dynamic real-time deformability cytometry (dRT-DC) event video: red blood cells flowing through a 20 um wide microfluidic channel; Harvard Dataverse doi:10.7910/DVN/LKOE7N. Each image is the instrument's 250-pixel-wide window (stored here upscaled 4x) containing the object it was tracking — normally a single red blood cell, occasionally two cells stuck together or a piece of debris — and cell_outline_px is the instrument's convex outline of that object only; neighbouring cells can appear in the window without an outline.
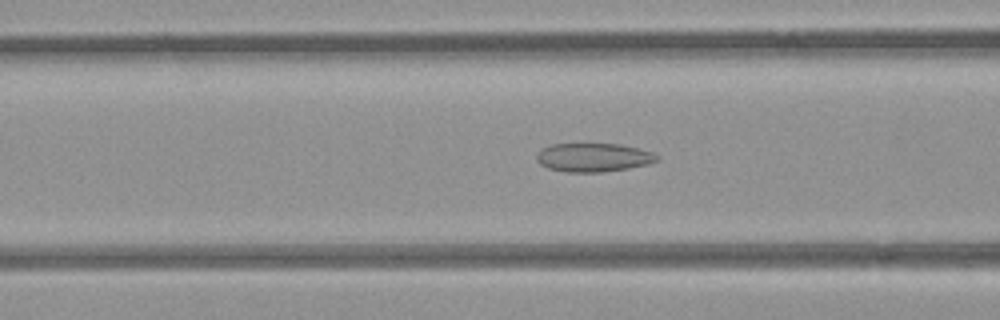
{"species": "common noctule bat (a hibernating species)", "species_latin": "Nyctalus noctula", "temperature_condition": "room temperature", "stored_images_in_passage": 42, "camera_frame_rate_fps": 3000, "um_per_image_px": 0.085, "animal": {"sex": "female", "body_mass_g": 21.9}, "frame": {"image": 1, "passage_image": 17, "time_ms": 5.333, "image_size_px": [1000, 320], "cell_outline_px": [[660, 160], [648, 164], [628, 168], [600, 172], [568, 172], [548, 168], [540, 164], [536, 160], [536, 156], [544, 148], [552, 144], [620, 144], [652, 152], [660, 156]], "centroid_in_image_um": [50.47, 13.38], "position_along_channel_um": 116.1, "area_um2": 19.94}}
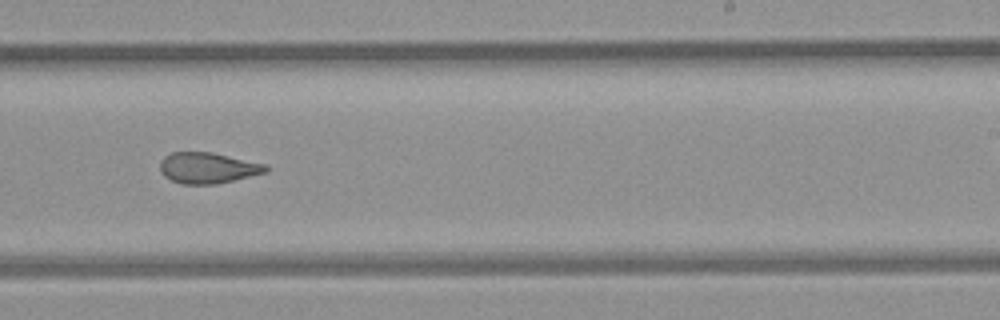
{"frame": {"image": 2, "passage_image": 29, "time_ms": 9.333, "image_size_px": [1000, 320], "cell_outline_px": [[268, 172], [216, 184], [180, 184], [164, 176], [160, 172], [160, 160], [164, 156], [172, 152], [212, 152], [268, 164]], "centroid_in_image_um": [17.67, 14.27], "position_along_channel_um": 271.3, "area_um2": 19.25}}
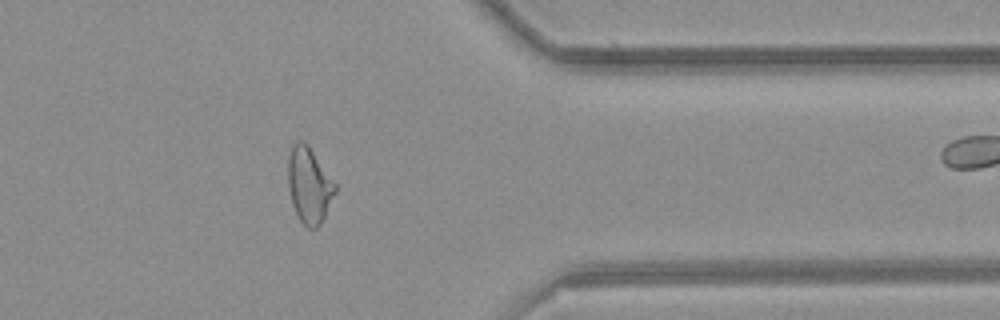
{"frame": {"image": 3, "passage_image": 39, "time_ms": 12.667, "image_size_px": [1000, 320], "cell_outline_px": [[336, 192], [320, 224], [316, 228], [308, 228], [300, 220], [292, 204], [288, 188], [288, 156], [296, 140], [304, 140], [308, 144], [336, 184]], "centroid_in_image_um": [26.27, 15.72], "position_along_channel_um": 385.1, "area_um2": 20.69}, "authors_computed_cell_mechanics": {"area_um2": 20.1722, "velocity_mm_per_s": 3.8753, "shape_relaxation_time_tau1_ms": null, "shape_relaxation_time_tau2_ms": 1.8804, "deformation_change_tau1": null, "deformation_change_tau2": 0.0966}}